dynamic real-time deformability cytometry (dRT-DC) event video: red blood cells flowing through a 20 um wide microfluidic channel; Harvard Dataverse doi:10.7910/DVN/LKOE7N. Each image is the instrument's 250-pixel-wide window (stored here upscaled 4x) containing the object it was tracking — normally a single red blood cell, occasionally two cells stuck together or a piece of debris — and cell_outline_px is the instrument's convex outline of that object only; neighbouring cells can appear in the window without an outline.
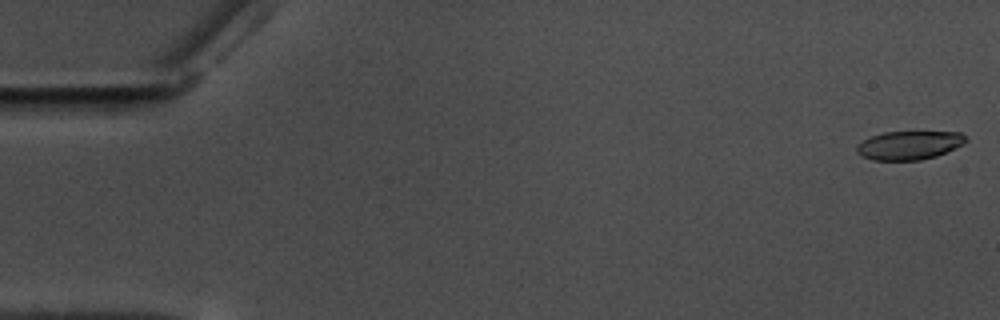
{"species": "common noctule bat (a hibernating species)", "species_latin": "Nyctalus noctula", "temperature_condition": "warm", "stored_images_in_passage": 56, "camera_frame_rate_fps": 3000, "um_per_image_px": 0.085, "animal": {"sex": "male", "body_mass_g": 17.5, "forearm_length_mm": 52.3}, "frame": {"image": 1, "passage_image": 1, "time_ms": 0.0, "image_size_px": [1000, 320], "cell_outline_px": [[968, 140], [964, 144], [936, 156], [920, 160], [872, 160], [856, 152], [856, 144], [872, 136], [884, 132], [960, 132], [968, 136]], "centroid_in_image_um": [77.31, 12.34], "position_along_channel_um": 7.7, "area_um2": 18.21}}
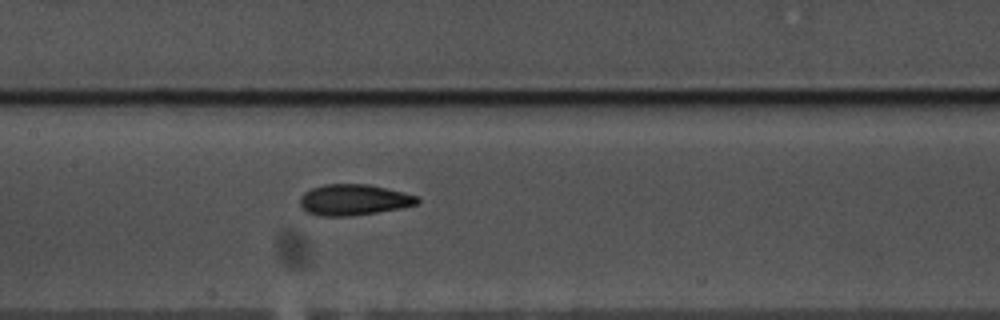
{"frame": {"image": 2, "passage_image": 28, "time_ms": 9.0, "image_size_px": [1000, 320], "cell_outline_px": [[420, 204], [400, 208], [376, 212], [348, 216], [320, 216], [308, 212], [300, 204], [300, 196], [304, 192], [312, 188], [324, 184], [368, 184], [388, 188], [420, 196]], "centroid_in_image_um": [30.11, 16.97], "position_along_channel_um": 177.3, "area_um2": 21.27}}
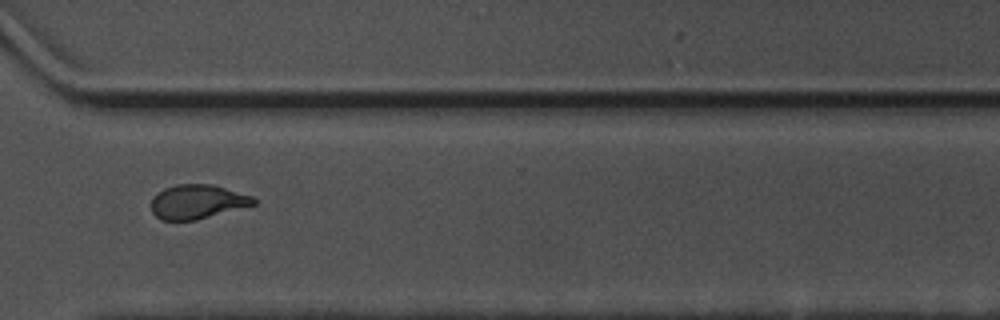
{"frame": {"image": 3, "passage_image": 43, "time_ms": 14.0, "image_size_px": [1000, 320], "cell_outline_px": [[256, 204], [196, 220], [164, 220], [156, 216], [152, 212], [152, 200], [164, 188], [176, 184], [212, 184], [252, 196], [256, 200]], "centroid_in_image_um": [16.79, 17.14], "position_along_channel_um": 353.8, "area_um2": 20.11}, "authors_computed_cell_mechanics": {"area_um2": 20.4901, "velocity_mm_per_s": 3.5333, "shape_relaxation_time_tau1_ms": 10.7793, "shape_relaxation_time_tau2_ms": 2.0814, "deformation_change_tau1": 0.2558, "deformation_change_tau2": 0.0953}}